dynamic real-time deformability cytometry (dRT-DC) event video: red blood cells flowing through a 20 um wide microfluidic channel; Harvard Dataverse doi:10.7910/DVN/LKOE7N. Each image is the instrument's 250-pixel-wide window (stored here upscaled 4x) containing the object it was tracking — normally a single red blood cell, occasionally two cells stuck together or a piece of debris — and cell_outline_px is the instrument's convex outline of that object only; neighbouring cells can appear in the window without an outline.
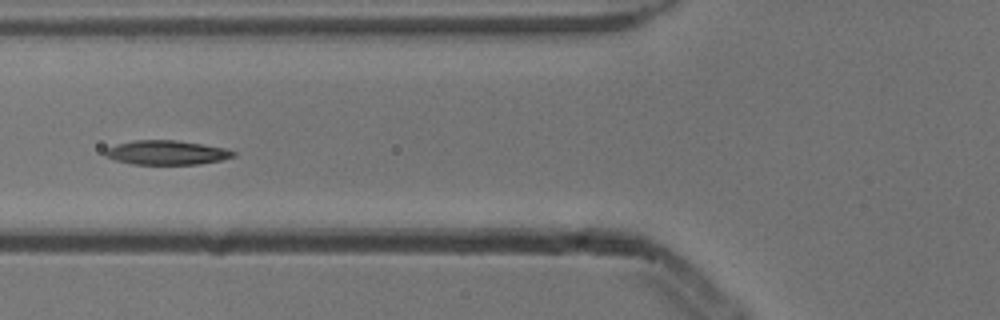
{"species": "common noctule bat (a hibernating species)", "species_latin": "Nyctalus noctula", "temperature_condition": "cold", "stored_images_in_passage": 9, "camera_frame_rate_fps": 3000, "um_per_image_px": 0.085, "animal": {"sex": "male", "body_mass_g": 13.3}, "frame": {"image": 1, "passage_image": 6, "time_ms": 1.667, "image_size_px": [1000, 320], "cell_outline_px": [[236, 156], [220, 160], [196, 164], [132, 164], [116, 160], [104, 156], [104, 152], [108, 148], [116, 144], [136, 140], [176, 140], [224, 148], [236, 152]], "centroid_in_image_um": [14.14, 12.97], "position_along_channel_um": 111.7, "area_um2": 17.92}}
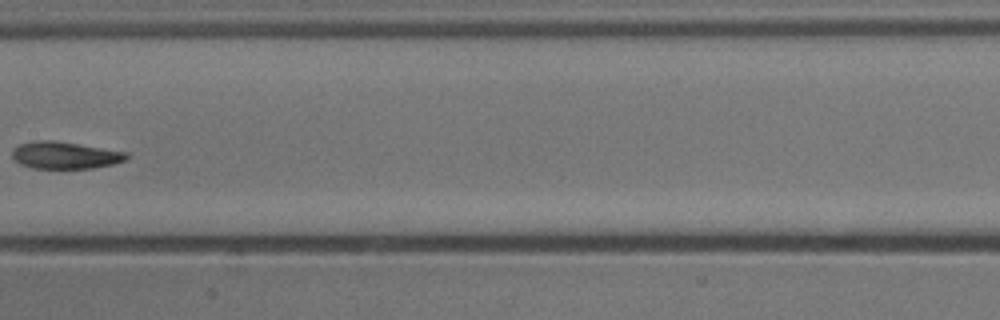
{"frame": {"image": 2, "passage_image": 8, "time_ms": 2.333, "image_size_px": [1000, 320], "cell_outline_px": [[128, 156], [124, 160], [112, 164], [92, 168], [32, 168], [20, 164], [12, 156], [12, 148], [20, 144], [36, 140], [52, 140], [128, 152]], "centroid_in_image_um": [5.49, 13.19], "position_along_channel_um": 201.9, "area_um2": 17.86}}
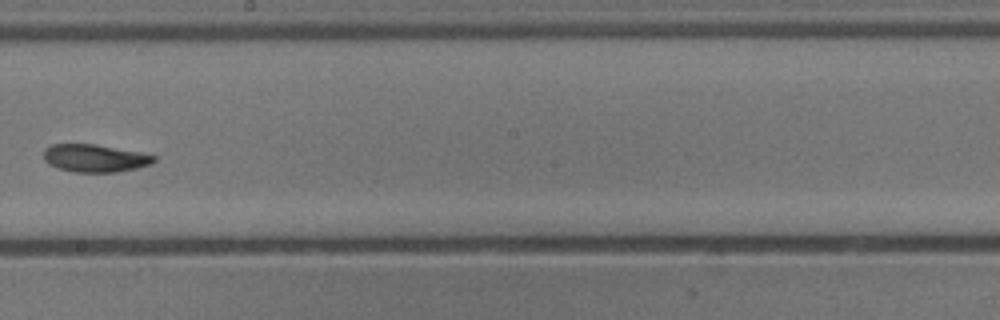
{"frame": {"image": 3, "passage_image": 9, "time_ms": 2.667, "image_size_px": [1000, 320], "cell_outline_px": [[156, 160], [152, 164], [136, 168], [116, 172], [72, 172], [48, 164], [44, 160], [44, 148], [52, 144], [92, 144], [140, 152], [156, 156]], "centroid_in_image_um": [8.06, 13.45], "position_along_channel_um": 240.1, "area_um2": 17.74}}